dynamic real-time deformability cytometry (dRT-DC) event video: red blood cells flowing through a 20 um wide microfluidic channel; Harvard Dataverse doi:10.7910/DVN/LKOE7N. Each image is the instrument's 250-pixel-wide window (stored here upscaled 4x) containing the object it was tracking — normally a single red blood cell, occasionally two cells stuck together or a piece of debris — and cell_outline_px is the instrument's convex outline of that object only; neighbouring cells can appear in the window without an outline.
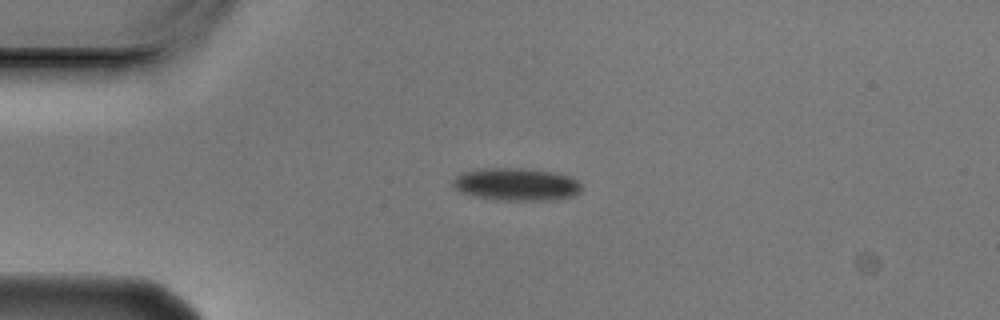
{"species": "Egyptian fruit bat (a non-hibernating species)", "species_latin": "Rousettus aegyptiacus", "temperature_condition": "cold", "stored_images_in_passage": 2, "camera_frame_rate_fps": 3000, "um_per_image_px": 0.085, "animal": {"sex": "male"}, "frame": {"image": 1, "passage_image": 1, "time_ms": 0.0, "image_size_px": [1000, 320], "cell_outline_px": [[584, 188], [580, 192], [572, 196], [552, 200], [500, 200], [472, 196], [460, 192], [452, 188], [452, 180], [460, 172], [480, 168], [516, 168], [556, 172], [572, 176]], "centroid_in_image_um": [43.86, 15.66], "position_along_channel_um": 41.1, "area_um2": 24.85}}